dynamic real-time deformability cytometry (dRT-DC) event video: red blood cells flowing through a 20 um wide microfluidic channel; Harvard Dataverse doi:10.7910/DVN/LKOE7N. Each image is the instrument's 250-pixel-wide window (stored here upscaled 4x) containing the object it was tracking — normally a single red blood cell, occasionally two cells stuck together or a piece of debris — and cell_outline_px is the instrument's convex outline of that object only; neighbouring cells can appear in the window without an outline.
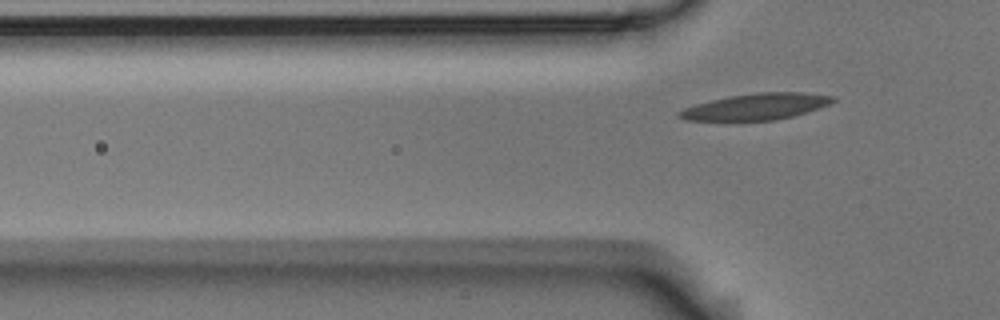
{"species": "Egyptian fruit bat (a non-hibernating species)", "species_latin": "Rousettus aegyptiacus", "temperature_condition": "room temperature", "stored_images_in_passage": 5, "segment_of_instrument_passage": [2, 2], "camera_frame_rate_fps": 3000, "um_per_image_px": 0.085, "animal": {"sex": "male"}, "frame": {"image": 1, "passage_image": 5, "time_ms": 1.333, "image_size_px": [1000, 320], "cell_outline_px": [[836, 100], [828, 104], [792, 116], [776, 120], [684, 120], [676, 116], [676, 112], [684, 108], [696, 104], [712, 100], [732, 96], [756, 92], [804, 92], [836, 96]], "centroid_in_image_um": [64.25, 9.05], "position_along_channel_um": 61.6, "area_um2": 23.29}}